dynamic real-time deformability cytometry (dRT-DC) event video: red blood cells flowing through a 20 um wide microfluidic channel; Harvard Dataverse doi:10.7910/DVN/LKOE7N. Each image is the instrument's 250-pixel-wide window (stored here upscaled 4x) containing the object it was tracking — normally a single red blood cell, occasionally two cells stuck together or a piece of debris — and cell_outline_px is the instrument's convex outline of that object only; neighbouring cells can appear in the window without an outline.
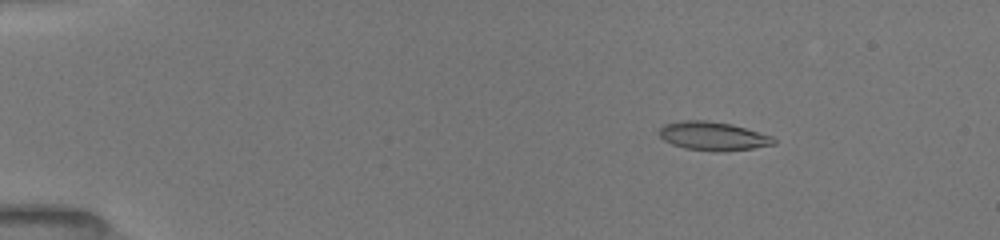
{"species": "common noctule bat (a hibernating species)", "species_latin": "Nyctalus noctula", "temperature_condition": "room temperature", "stored_images_in_passage": 52, "camera_frame_rate_fps": 3000, "um_per_image_px": 0.085, "animal": {"sex": "female", "body_mass_g": 19.5, "forearm_length_mm": 54.1}, "frame": {"image": 1, "passage_image": 8, "time_ms": 2.333, "image_size_px": [1000, 240], "cell_outline_px": [[776, 144], [752, 148], [724, 152], [712, 152], [684, 148], [672, 144], [664, 140], [660, 136], [660, 128], [664, 124], [680, 120], [708, 120], [732, 124], [772, 136], [776, 140]], "centroid_in_image_um": [60.61, 11.57], "position_along_channel_um": 24.4, "area_um2": 19.31}}
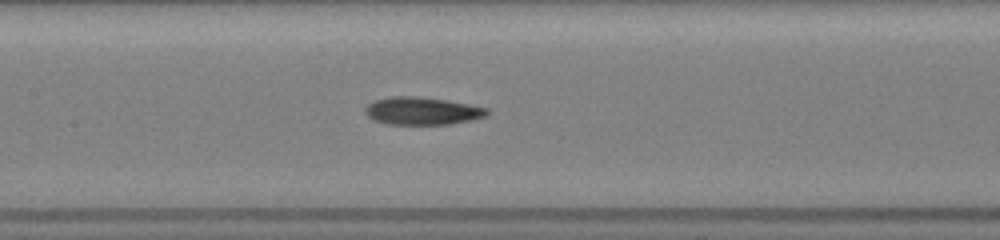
{"frame": {"image": 2, "passage_image": 26, "time_ms": 8.333, "image_size_px": [1000, 240], "cell_outline_px": [[488, 112], [484, 116], [468, 120], [448, 124], [384, 124], [372, 120], [364, 112], [364, 108], [368, 104], [376, 100], [392, 96], [416, 96], [444, 100], [468, 104], [488, 108]], "centroid_in_image_um": [35.8, 9.43], "position_along_channel_um": 171.6, "area_um2": 19.42}}
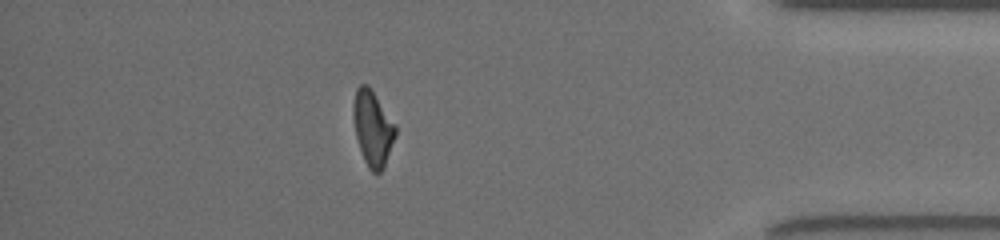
{"frame": {"image": 3, "passage_image": 46, "time_ms": 15.0, "image_size_px": [1000, 240], "cell_outline_px": [[396, 136], [384, 168], [380, 172], [372, 172], [368, 168], [364, 160], [356, 136], [352, 116], [352, 108], [356, 88], [360, 84], [368, 84], [396, 124]], "centroid_in_image_um": [31.68, 10.89], "position_along_channel_um": 403.5, "area_um2": 18.67}, "authors_computed_cell_mechanics": {"area_um2": 19.074, "velocity_mm_per_s": 3.9994, "shape_relaxation_time_tau1_ms": 4.3547, "shape_relaxation_time_tau2_ms": 4.5365, "deformation_change_tau1": 0.1535, "deformation_change_tau2": 0.1321}}